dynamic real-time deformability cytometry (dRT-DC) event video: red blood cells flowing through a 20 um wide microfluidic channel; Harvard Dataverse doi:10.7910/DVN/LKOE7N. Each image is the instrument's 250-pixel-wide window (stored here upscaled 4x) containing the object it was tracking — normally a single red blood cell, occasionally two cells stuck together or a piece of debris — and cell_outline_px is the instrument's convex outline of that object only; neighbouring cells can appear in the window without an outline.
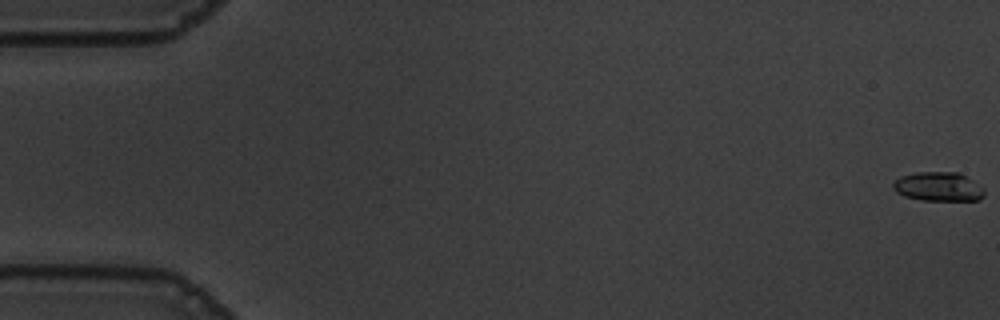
{"species": "common noctule bat (a hibernating species)", "species_latin": "Nyctalus noctula", "temperature_condition": "warm", "stored_images_in_passage": 57, "camera_frame_rate_fps": 3000, "um_per_image_px": 0.085, "animal": {"sex": "male", "body_mass_g": 19.5, "forearm_length_mm": 54.6}, "frame": {"image": 1, "passage_image": 1, "time_ms": 0.0, "image_size_px": [1000, 320], "cell_outline_px": [[984, 196], [980, 200], [920, 200], [904, 196], [896, 192], [892, 188], [892, 184], [900, 176], [916, 172], [956, 172], [972, 180], [984, 188]], "centroid_in_image_um": [79.74, 15.87], "position_along_channel_um": 5.3, "area_um2": 15.49}}
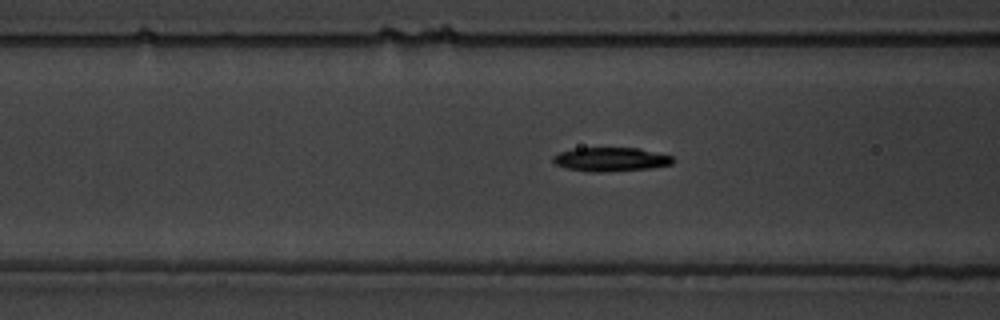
{"frame": {"image": 2, "passage_image": 23, "time_ms": 7.333, "image_size_px": [1000, 320], "cell_outline_px": [[676, 160], [672, 164], [652, 168], [600, 172], [592, 172], [568, 168], [556, 164], [552, 160], [552, 156], [560, 152], [576, 148], [640, 148], [672, 156]], "centroid_in_image_um": [51.95, 13.54], "position_along_channel_um": 114.7, "area_um2": 16.65}}
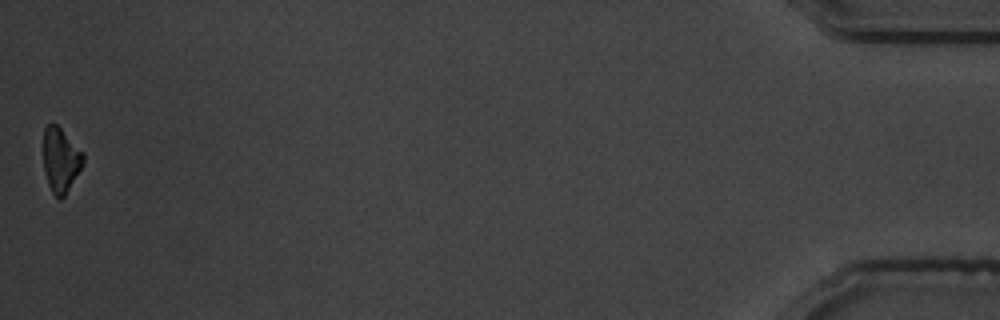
{"frame": {"image": 3, "passage_image": 57, "time_ms": 18.667, "image_size_px": [1000, 320], "cell_outline_px": [[84, 160], [80, 168], [64, 196], [60, 200], [52, 192], [48, 184], [44, 168], [44, 128], [48, 124], [56, 124], [84, 152]], "centroid_in_image_um": [5.15, 13.58], "position_along_channel_um": 430.0, "area_um2": 14.62}, "authors_computed_cell_mechanics": {"area_um2": 16.1262, "velocity_mm_per_s": 3.6221, "shape_relaxation_time_tau1_ms": 2.2882, "shape_relaxation_time_tau2_ms": null, "deformation_change_tau1": 0.1232, "deformation_change_tau2": null}}